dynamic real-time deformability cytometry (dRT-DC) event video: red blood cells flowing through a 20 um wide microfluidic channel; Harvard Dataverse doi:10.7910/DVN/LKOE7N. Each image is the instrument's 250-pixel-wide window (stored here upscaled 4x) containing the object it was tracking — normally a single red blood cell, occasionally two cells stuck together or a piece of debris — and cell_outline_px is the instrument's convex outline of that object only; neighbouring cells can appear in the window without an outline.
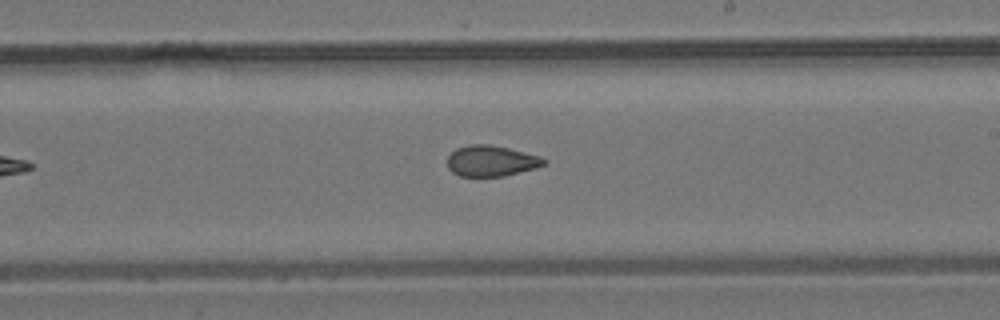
{"species": "common noctule bat (a hibernating species)", "species_latin": "Nyctalus noctula", "temperature_condition": "room temperature", "stored_images_in_passage": 8, "camera_frame_rate_fps": 3000, "um_per_image_px": 0.085, "animal": {"sex": "male", "body_mass_g": 19.2, "forearm_length_mm": 51.8}, "frame": {"image": 1, "passage_image": 7, "time_ms": 7.0, "image_size_px": [1000, 320], "cell_outline_px": [[548, 164], [536, 168], [504, 176], [460, 176], [452, 172], [448, 168], [448, 156], [456, 148], [468, 144], [488, 144], [508, 148], [540, 156], [548, 160]], "centroid_in_image_um": [41.78, 13.67], "position_along_channel_um": 247.2, "area_um2": 17.46}}